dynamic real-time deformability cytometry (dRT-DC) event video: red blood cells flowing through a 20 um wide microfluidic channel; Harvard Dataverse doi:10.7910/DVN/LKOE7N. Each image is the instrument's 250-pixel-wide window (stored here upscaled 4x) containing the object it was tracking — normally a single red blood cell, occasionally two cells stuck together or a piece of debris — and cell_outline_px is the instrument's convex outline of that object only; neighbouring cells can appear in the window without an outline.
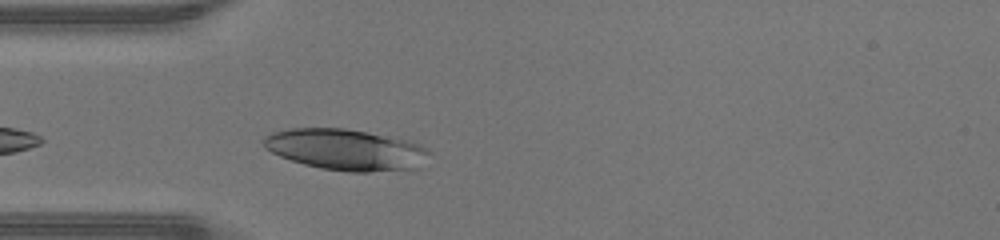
{"species": "human", "species_latin": "Homo sapiens", "temperature_condition": "warm", "stored_images_in_passage": 26, "camera_frame_rate_fps": 3000, "um_per_image_px": 0.085, "donor": {"sex": "male"}, "frame": {"image": 1, "passage_image": 2, "time_ms": 0.333, "image_size_px": [1000, 240], "cell_outline_px": [[432, 152], [420, 168], [368, 172], [348, 172], [320, 168], [304, 164], [280, 156], [264, 148], [260, 140], [264, 136], [272, 132], [288, 128], [344, 128], [368, 132], [404, 140], [420, 144], [428, 148]], "centroid_in_image_um": [29.39, 12.72], "position_along_channel_um": 55.6, "area_um2": 40.0}}
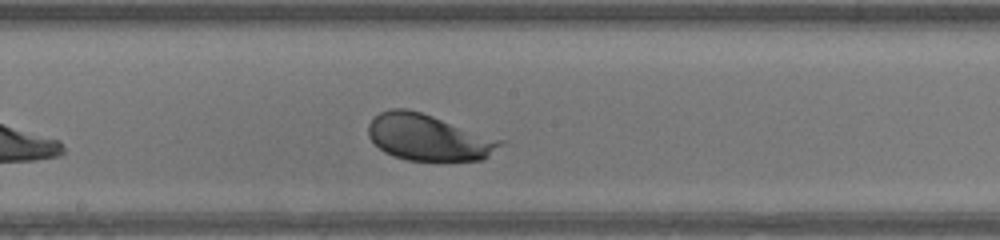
{"frame": {"image": 2, "passage_image": 13, "time_ms": 4.0, "image_size_px": [1000, 240], "cell_outline_px": [[504, 140], [484, 160], [408, 160], [392, 156], [384, 152], [368, 136], [368, 124], [380, 112], [388, 108], [408, 108]], "centroid_in_image_um": [36.36, 11.67], "position_along_channel_um": 211.8, "area_um2": 35.14}}
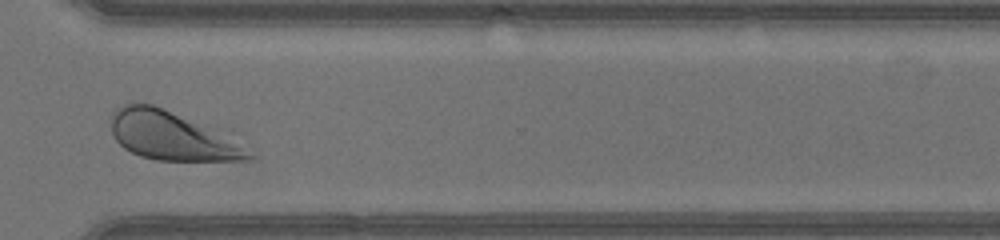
{"frame": {"image": 3, "passage_image": 23, "time_ms": 7.333, "image_size_px": [1000, 240], "cell_outline_px": [[256, 156], [252, 160], [156, 160], [140, 156], [124, 148], [116, 140], [112, 132], [112, 112], [116, 108], [124, 104], [152, 104], [232, 128]], "centroid_in_image_um": [14.88, 11.51], "position_along_channel_um": 355.7, "area_um2": 41.62}, "authors_computed_cell_mechanics": {"area_um2": 36.6741, "velocity_mm_per_s": 4.3436, "shape_relaxation_time_tau1_ms": 1.0887, "shape_relaxation_time_tau2_ms": null, "deformation_change_tau1": 0.1142, "deformation_change_tau2": null}}